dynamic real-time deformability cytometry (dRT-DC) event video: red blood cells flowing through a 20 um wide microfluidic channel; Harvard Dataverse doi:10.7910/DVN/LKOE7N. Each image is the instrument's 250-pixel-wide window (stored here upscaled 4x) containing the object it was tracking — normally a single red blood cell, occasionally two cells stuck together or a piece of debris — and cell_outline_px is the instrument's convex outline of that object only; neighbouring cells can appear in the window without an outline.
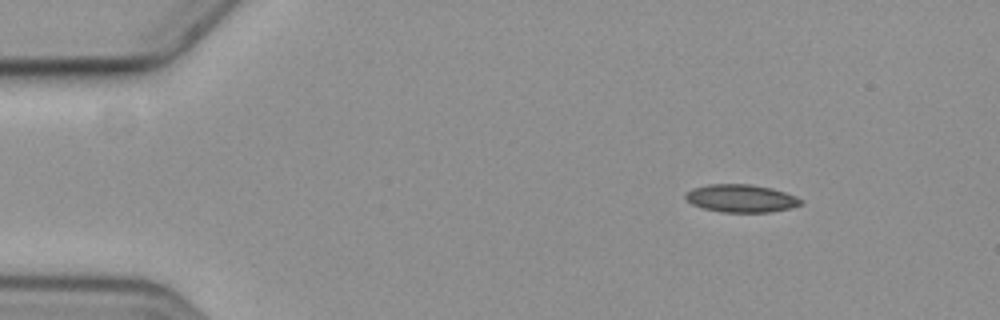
{"species": "common noctule bat (a hibernating species)", "species_latin": "Nyctalus noctula", "temperature_condition": "cold", "stored_images_in_passage": 6, "camera_frame_rate_fps": 3000, "um_per_image_px": 0.085, "animal": {"sex": "female", "body_mass_g": 19.3, "forearm_length_mm": 54.1}, "frame": {"image": 1, "passage_image": 1, "time_ms": 0.0, "image_size_px": [1000, 320], "cell_outline_px": [[804, 204], [788, 208], [768, 212], [720, 212], [704, 208], [692, 204], [684, 196], [692, 188], [708, 184], [748, 184], [772, 188], [796, 196]], "centroid_in_image_um": [62.98, 16.85], "position_along_channel_um": 22.0, "area_um2": 18.5}}
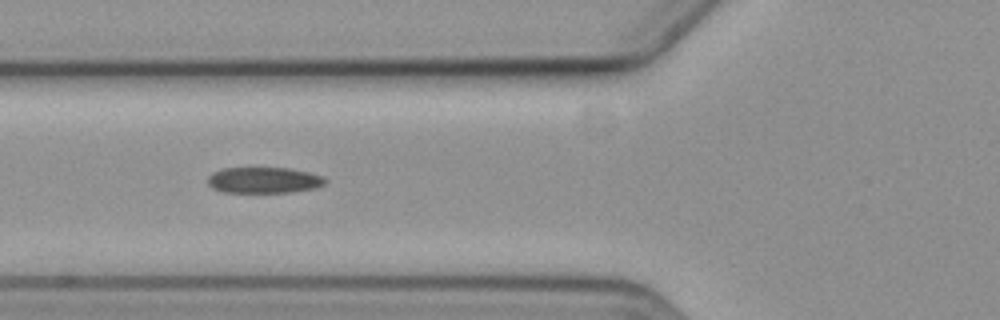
{"frame": {"image": 2, "passage_image": 5, "time_ms": 4.667, "image_size_px": [1000, 320], "cell_outline_px": [[328, 180], [324, 184], [316, 188], [292, 192], [224, 192], [212, 188], [208, 184], [208, 176], [212, 172], [224, 168], [288, 168], [308, 172], [320, 176]], "centroid_in_image_um": [22.41, 15.31], "position_along_channel_um": 103.4, "area_um2": 17.74}}
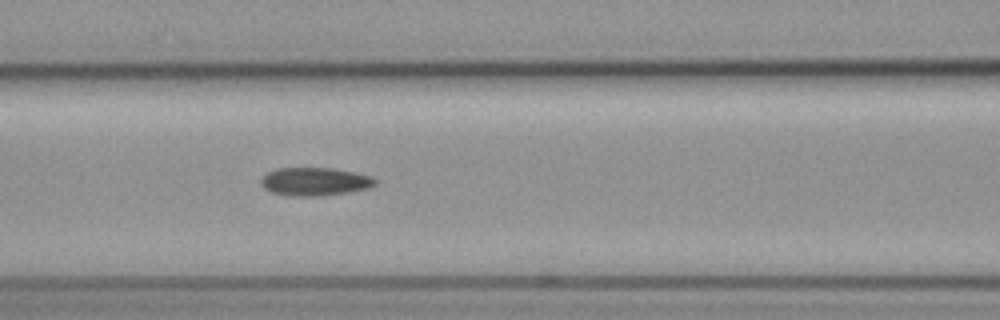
{"frame": {"image": 3, "passage_image": 6, "time_ms": 5.667, "image_size_px": [1000, 320], "cell_outline_px": [[376, 184], [368, 188], [348, 192], [320, 196], [288, 196], [272, 192], [264, 188], [260, 180], [268, 172], [276, 168], [332, 168], [352, 172], [368, 176], [376, 180]], "centroid_in_image_um": [26.72, 15.44], "position_along_channel_um": 139.9, "area_um2": 18.55}}